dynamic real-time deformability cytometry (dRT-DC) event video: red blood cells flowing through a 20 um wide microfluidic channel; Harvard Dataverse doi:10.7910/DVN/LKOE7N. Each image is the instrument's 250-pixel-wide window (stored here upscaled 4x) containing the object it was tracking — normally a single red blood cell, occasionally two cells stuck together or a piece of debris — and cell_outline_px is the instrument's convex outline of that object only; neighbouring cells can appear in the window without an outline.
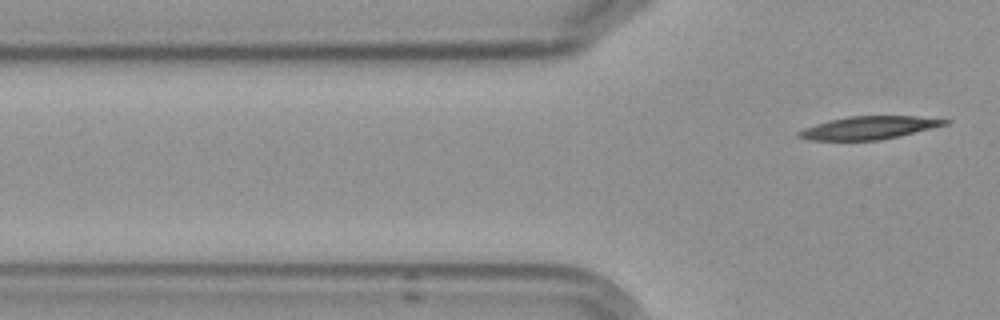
{"species": "Egyptian fruit bat (a non-hibernating species)", "species_latin": "Rousettus aegyptiacus", "temperature_condition": "cold", "stored_images_in_passage": 4, "segment_of_instrument_passage": [2, 2], "camera_frame_rate_fps": 3000, "um_per_image_px": 0.085, "frame": {"image": 1, "passage_image": 4, "time_ms": 3.667, "image_size_px": [1000, 320], "cell_outline_px": [[952, 120], [948, 124], [900, 136], [880, 140], [808, 140], [796, 136], [796, 132], [804, 128], [828, 120], [848, 116], [916, 116]], "centroid_in_image_um": [73.85, 10.86], "position_along_channel_um": 52.0, "area_um2": 19.59}}